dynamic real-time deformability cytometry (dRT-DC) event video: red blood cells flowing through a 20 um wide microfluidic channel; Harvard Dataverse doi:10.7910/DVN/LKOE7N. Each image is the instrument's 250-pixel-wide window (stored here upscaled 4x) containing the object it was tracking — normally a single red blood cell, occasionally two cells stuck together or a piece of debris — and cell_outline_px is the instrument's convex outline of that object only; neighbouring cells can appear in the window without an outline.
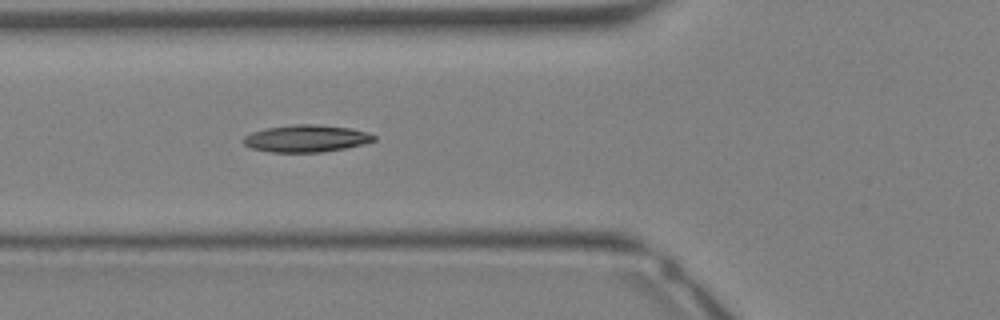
{"species": "Egyptian fruit bat (a non-hibernating species)", "species_latin": "Rousettus aegyptiacus", "temperature_condition": "warm", "stored_images_in_passage": 13, "camera_frame_rate_fps": 3000, "um_per_image_px": 0.085, "animal": {"sex": "female"}, "frame": {"image": 1, "passage_image": 13, "time_ms": 4.0, "image_size_px": [1000, 320], "cell_outline_px": [[376, 140], [364, 144], [344, 148], [320, 152], [272, 152], [252, 148], [244, 144], [244, 136], [252, 132], [264, 128], [292, 124], [312, 124], [352, 128], [368, 132], [376, 136]], "centroid_in_image_um": [26.05, 11.76], "position_along_channel_um": 99.8, "area_um2": 20.63}}